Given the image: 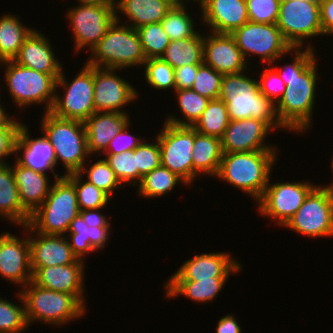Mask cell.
<instances>
[{
	"label": "cell",
	"mask_w": 333,
	"mask_h": 333,
	"mask_svg": "<svg viewBox=\"0 0 333 333\" xmlns=\"http://www.w3.org/2000/svg\"><path fill=\"white\" fill-rule=\"evenodd\" d=\"M281 0H246L249 21L276 24Z\"/></svg>",
	"instance_id": "obj_47"
},
{
	"label": "cell",
	"mask_w": 333,
	"mask_h": 333,
	"mask_svg": "<svg viewBox=\"0 0 333 333\" xmlns=\"http://www.w3.org/2000/svg\"><path fill=\"white\" fill-rule=\"evenodd\" d=\"M16 119L13 118L4 128L0 129V165L8 164L6 159L10 155L15 156L18 131L23 124L20 120Z\"/></svg>",
	"instance_id": "obj_49"
},
{
	"label": "cell",
	"mask_w": 333,
	"mask_h": 333,
	"mask_svg": "<svg viewBox=\"0 0 333 333\" xmlns=\"http://www.w3.org/2000/svg\"><path fill=\"white\" fill-rule=\"evenodd\" d=\"M101 209L104 208L83 210L80 211L79 215L89 227L95 229L106 241H108V238L110 237L109 234L111 232L110 229L112 228L111 221L108 219L110 217L101 213Z\"/></svg>",
	"instance_id": "obj_51"
},
{
	"label": "cell",
	"mask_w": 333,
	"mask_h": 333,
	"mask_svg": "<svg viewBox=\"0 0 333 333\" xmlns=\"http://www.w3.org/2000/svg\"><path fill=\"white\" fill-rule=\"evenodd\" d=\"M65 72L57 78L54 102L50 113L64 119L85 121L94 112V67L86 62L73 80L68 82ZM63 94H58L59 88Z\"/></svg>",
	"instance_id": "obj_9"
},
{
	"label": "cell",
	"mask_w": 333,
	"mask_h": 333,
	"mask_svg": "<svg viewBox=\"0 0 333 333\" xmlns=\"http://www.w3.org/2000/svg\"><path fill=\"white\" fill-rule=\"evenodd\" d=\"M186 5L173 6L161 20L164 31L169 36L170 40L187 39L196 35L199 31L195 29L198 26L195 19L187 12ZM196 24V25H194Z\"/></svg>",
	"instance_id": "obj_38"
},
{
	"label": "cell",
	"mask_w": 333,
	"mask_h": 333,
	"mask_svg": "<svg viewBox=\"0 0 333 333\" xmlns=\"http://www.w3.org/2000/svg\"><path fill=\"white\" fill-rule=\"evenodd\" d=\"M86 164L88 163L85 162L83 164L78 173L81 175L85 174L86 179L84 178V180L94 184L110 197L114 195L113 192L118 190L117 188L123 187L104 157L95 161V163L93 162V164L90 163V166H86Z\"/></svg>",
	"instance_id": "obj_41"
},
{
	"label": "cell",
	"mask_w": 333,
	"mask_h": 333,
	"mask_svg": "<svg viewBox=\"0 0 333 333\" xmlns=\"http://www.w3.org/2000/svg\"><path fill=\"white\" fill-rule=\"evenodd\" d=\"M114 3L116 21L120 22V16L123 14L128 18L125 20V24L134 29L146 24L161 22L173 7L165 0H114Z\"/></svg>",
	"instance_id": "obj_28"
},
{
	"label": "cell",
	"mask_w": 333,
	"mask_h": 333,
	"mask_svg": "<svg viewBox=\"0 0 333 333\" xmlns=\"http://www.w3.org/2000/svg\"><path fill=\"white\" fill-rule=\"evenodd\" d=\"M157 133L161 152V165L182 178L187 185L193 182L192 150L194 128L177 126L167 122Z\"/></svg>",
	"instance_id": "obj_14"
},
{
	"label": "cell",
	"mask_w": 333,
	"mask_h": 333,
	"mask_svg": "<svg viewBox=\"0 0 333 333\" xmlns=\"http://www.w3.org/2000/svg\"><path fill=\"white\" fill-rule=\"evenodd\" d=\"M229 277H211L200 281L192 280H167L164 284L165 298L174 299L179 295L189 298L196 304L212 302L227 282Z\"/></svg>",
	"instance_id": "obj_29"
},
{
	"label": "cell",
	"mask_w": 333,
	"mask_h": 333,
	"mask_svg": "<svg viewBox=\"0 0 333 333\" xmlns=\"http://www.w3.org/2000/svg\"><path fill=\"white\" fill-rule=\"evenodd\" d=\"M77 4H102V3H114V0H77Z\"/></svg>",
	"instance_id": "obj_56"
},
{
	"label": "cell",
	"mask_w": 333,
	"mask_h": 333,
	"mask_svg": "<svg viewBox=\"0 0 333 333\" xmlns=\"http://www.w3.org/2000/svg\"><path fill=\"white\" fill-rule=\"evenodd\" d=\"M320 20L323 35H333V0H320Z\"/></svg>",
	"instance_id": "obj_53"
},
{
	"label": "cell",
	"mask_w": 333,
	"mask_h": 333,
	"mask_svg": "<svg viewBox=\"0 0 333 333\" xmlns=\"http://www.w3.org/2000/svg\"><path fill=\"white\" fill-rule=\"evenodd\" d=\"M290 54L292 63L280 69L271 64L286 85L284 95L276 104V113L286 130L305 133L313 124L319 58L315 49L309 47L292 48Z\"/></svg>",
	"instance_id": "obj_1"
},
{
	"label": "cell",
	"mask_w": 333,
	"mask_h": 333,
	"mask_svg": "<svg viewBox=\"0 0 333 333\" xmlns=\"http://www.w3.org/2000/svg\"><path fill=\"white\" fill-rule=\"evenodd\" d=\"M203 63L222 75L250 71L234 37L227 33L204 34Z\"/></svg>",
	"instance_id": "obj_21"
},
{
	"label": "cell",
	"mask_w": 333,
	"mask_h": 333,
	"mask_svg": "<svg viewBox=\"0 0 333 333\" xmlns=\"http://www.w3.org/2000/svg\"><path fill=\"white\" fill-rule=\"evenodd\" d=\"M25 303L28 324L41 322L60 327L84 316V307L72 294L42 288L32 281L19 290ZM32 323V324H31Z\"/></svg>",
	"instance_id": "obj_6"
},
{
	"label": "cell",
	"mask_w": 333,
	"mask_h": 333,
	"mask_svg": "<svg viewBox=\"0 0 333 333\" xmlns=\"http://www.w3.org/2000/svg\"><path fill=\"white\" fill-rule=\"evenodd\" d=\"M28 130V125L25 123L19 128L15 146L16 161L37 172L44 174L48 171L54 172V180L61 178L62 176L55 172L57 162L50 141L44 134L38 138L31 137Z\"/></svg>",
	"instance_id": "obj_23"
},
{
	"label": "cell",
	"mask_w": 333,
	"mask_h": 333,
	"mask_svg": "<svg viewBox=\"0 0 333 333\" xmlns=\"http://www.w3.org/2000/svg\"><path fill=\"white\" fill-rule=\"evenodd\" d=\"M0 16V62L13 60L19 53L24 40L34 30L21 23L19 16Z\"/></svg>",
	"instance_id": "obj_33"
},
{
	"label": "cell",
	"mask_w": 333,
	"mask_h": 333,
	"mask_svg": "<svg viewBox=\"0 0 333 333\" xmlns=\"http://www.w3.org/2000/svg\"><path fill=\"white\" fill-rule=\"evenodd\" d=\"M130 114L118 112H94L84 121L90 155L102 156L114 136L130 123ZM94 153V154H93Z\"/></svg>",
	"instance_id": "obj_26"
},
{
	"label": "cell",
	"mask_w": 333,
	"mask_h": 333,
	"mask_svg": "<svg viewBox=\"0 0 333 333\" xmlns=\"http://www.w3.org/2000/svg\"><path fill=\"white\" fill-rule=\"evenodd\" d=\"M266 67L260 74H257L259 89L266 98L276 105L284 95L286 85L271 65Z\"/></svg>",
	"instance_id": "obj_48"
},
{
	"label": "cell",
	"mask_w": 333,
	"mask_h": 333,
	"mask_svg": "<svg viewBox=\"0 0 333 333\" xmlns=\"http://www.w3.org/2000/svg\"><path fill=\"white\" fill-rule=\"evenodd\" d=\"M181 182V183H180ZM188 187L185 181L168 168L160 165L145 175L138 186V194L144 198L153 199L165 196L178 184Z\"/></svg>",
	"instance_id": "obj_36"
},
{
	"label": "cell",
	"mask_w": 333,
	"mask_h": 333,
	"mask_svg": "<svg viewBox=\"0 0 333 333\" xmlns=\"http://www.w3.org/2000/svg\"><path fill=\"white\" fill-rule=\"evenodd\" d=\"M244 73L223 75L222 78L218 98L226 103L229 119L254 118L264 121L272 131H284L286 128L277 117L276 105L261 93L258 80Z\"/></svg>",
	"instance_id": "obj_2"
},
{
	"label": "cell",
	"mask_w": 333,
	"mask_h": 333,
	"mask_svg": "<svg viewBox=\"0 0 333 333\" xmlns=\"http://www.w3.org/2000/svg\"><path fill=\"white\" fill-rule=\"evenodd\" d=\"M172 6H182L186 4L185 2H188V0H165Z\"/></svg>",
	"instance_id": "obj_57"
},
{
	"label": "cell",
	"mask_w": 333,
	"mask_h": 333,
	"mask_svg": "<svg viewBox=\"0 0 333 333\" xmlns=\"http://www.w3.org/2000/svg\"><path fill=\"white\" fill-rule=\"evenodd\" d=\"M282 227L313 239L333 237V189L317 184Z\"/></svg>",
	"instance_id": "obj_10"
},
{
	"label": "cell",
	"mask_w": 333,
	"mask_h": 333,
	"mask_svg": "<svg viewBox=\"0 0 333 333\" xmlns=\"http://www.w3.org/2000/svg\"><path fill=\"white\" fill-rule=\"evenodd\" d=\"M177 97V103L179 112L182 114V118L178 116L170 115L166 116L165 122L177 125V126H190L193 127L195 123L200 119L202 113L207 108L210 99H207L191 88L180 89L174 91Z\"/></svg>",
	"instance_id": "obj_35"
},
{
	"label": "cell",
	"mask_w": 333,
	"mask_h": 333,
	"mask_svg": "<svg viewBox=\"0 0 333 333\" xmlns=\"http://www.w3.org/2000/svg\"><path fill=\"white\" fill-rule=\"evenodd\" d=\"M85 260L73 264L37 268L32 272V282L42 288L72 294L84 307Z\"/></svg>",
	"instance_id": "obj_20"
},
{
	"label": "cell",
	"mask_w": 333,
	"mask_h": 333,
	"mask_svg": "<svg viewBox=\"0 0 333 333\" xmlns=\"http://www.w3.org/2000/svg\"><path fill=\"white\" fill-rule=\"evenodd\" d=\"M303 1H320V0H303Z\"/></svg>",
	"instance_id": "obj_60"
},
{
	"label": "cell",
	"mask_w": 333,
	"mask_h": 333,
	"mask_svg": "<svg viewBox=\"0 0 333 333\" xmlns=\"http://www.w3.org/2000/svg\"><path fill=\"white\" fill-rule=\"evenodd\" d=\"M201 65L202 64H190L175 68V90L192 88L198 68Z\"/></svg>",
	"instance_id": "obj_52"
},
{
	"label": "cell",
	"mask_w": 333,
	"mask_h": 333,
	"mask_svg": "<svg viewBox=\"0 0 333 333\" xmlns=\"http://www.w3.org/2000/svg\"><path fill=\"white\" fill-rule=\"evenodd\" d=\"M187 39L170 41L161 58L173 69L190 64H203L204 32Z\"/></svg>",
	"instance_id": "obj_32"
},
{
	"label": "cell",
	"mask_w": 333,
	"mask_h": 333,
	"mask_svg": "<svg viewBox=\"0 0 333 333\" xmlns=\"http://www.w3.org/2000/svg\"><path fill=\"white\" fill-rule=\"evenodd\" d=\"M231 35L248 66V59L253 55L267 65L275 64L290 54L291 45L285 40L277 24H263L248 21L235 29ZM251 55V56H250ZM250 56V57H249Z\"/></svg>",
	"instance_id": "obj_11"
},
{
	"label": "cell",
	"mask_w": 333,
	"mask_h": 333,
	"mask_svg": "<svg viewBox=\"0 0 333 333\" xmlns=\"http://www.w3.org/2000/svg\"><path fill=\"white\" fill-rule=\"evenodd\" d=\"M105 160L114 171L123 186L139 184V172L136 166L134 150L119 154H104Z\"/></svg>",
	"instance_id": "obj_44"
},
{
	"label": "cell",
	"mask_w": 333,
	"mask_h": 333,
	"mask_svg": "<svg viewBox=\"0 0 333 333\" xmlns=\"http://www.w3.org/2000/svg\"><path fill=\"white\" fill-rule=\"evenodd\" d=\"M68 11L75 53L85 48L91 53L116 20L115 3L77 4Z\"/></svg>",
	"instance_id": "obj_13"
},
{
	"label": "cell",
	"mask_w": 333,
	"mask_h": 333,
	"mask_svg": "<svg viewBox=\"0 0 333 333\" xmlns=\"http://www.w3.org/2000/svg\"><path fill=\"white\" fill-rule=\"evenodd\" d=\"M66 177L75 185L77 194V202L80 211L106 208L108 206L111 197L97 188L94 184L84 181V177L79 173H72L66 175Z\"/></svg>",
	"instance_id": "obj_39"
},
{
	"label": "cell",
	"mask_w": 333,
	"mask_h": 333,
	"mask_svg": "<svg viewBox=\"0 0 333 333\" xmlns=\"http://www.w3.org/2000/svg\"><path fill=\"white\" fill-rule=\"evenodd\" d=\"M154 139V142L143 140L134 149L135 162L139 172V183L145 175L161 165L159 142L155 136Z\"/></svg>",
	"instance_id": "obj_46"
},
{
	"label": "cell",
	"mask_w": 333,
	"mask_h": 333,
	"mask_svg": "<svg viewBox=\"0 0 333 333\" xmlns=\"http://www.w3.org/2000/svg\"><path fill=\"white\" fill-rule=\"evenodd\" d=\"M1 97V96H0ZM1 99H0V129L4 128L12 119L13 117L9 116L1 105Z\"/></svg>",
	"instance_id": "obj_55"
},
{
	"label": "cell",
	"mask_w": 333,
	"mask_h": 333,
	"mask_svg": "<svg viewBox=\"0 0 333 333\" xmlns=\"http://www.w3.org/2000/svg\"><path fill=\"white\" fill-rule=\"evenodd\" d=\"M22 228L25 237L20 238L9 231L0 234V276L24 288L32 281V269L27 225Z\"/></svg>",
	"instance_id": "obj_17"
},
{
	"label": "cell",
	"mask_w": 333,
	"mask_h": 333,
	"mask_svg": "<svg viewBox=\"0 0 333 333\" xmlns=\"http://www.w3.org/2000/svg\"><path fill=\"white\" fill-rule=\"evenodd\" d=\"M146 59L161 57L170 43L161 22L150 23L136 29Z\"/></svg>",
	"instance_id": "obj_42"
},
{
	"label": "cell",
	"mask_w": 333,
	"mask_h": 333,
	"mask_svg": "<svg viewBox=\"0 0 333 333\" xmlns=\"http://www.w3.org/2000/svg\"><path fill=\"white\" fill-rule=\"evenodd\" d=\"M42 205L31 214L29 225L45 235H67L72 220L80 213L75 185L66 177L53 180Z\"/></svg>",
	"instance_id": "obj_7"
},
{
	"label": "cell",
	"mask_w": 333,
	"mask_h": 333,
	"mask_svg": "<svg viewBox=\"0 0 333 333\" xmlns=\"http://www.w3.org/2000/svg\"><path fill=\"white\" fill-rule=\"evenodd\" d=\"M66 235L73 253L78 259L85 260V255L104 249L106 240L92 227H89L78 215L69 225Z\"/></svg>",
	"instance_id": "obj_34"
},
{
	"label": "cell",
	"mask_w": 333,
	"mask_h": 333,
	"mask_svg": "<svg viewBox=\"0 0 333 333\" xmlns=\"http://www.w3.org/2000/svg\"><path fill=\"white\" fill-rule=\"evenodd\" d=\"M18 292L16 297L22 305L0 297V333H23L30 327L26 318L24 299L20 291Z\"/></svg>",
	"instance_id": "obj_40"
},
{
	"label": "cell",
	"mask_w": 333,
	"mask_h": 333,
	"mask_svg": "<svg viewBox=\"0 0 333 333\" xmlns=\"http://www.w3.org/2000/svg\"><path fill=\"white\" fill-rule=\"evenodd\" d=\"M30 217L22 206L11 164L0 165V218L22 227Z\"/></svg>",
	"instance_id": "obj_31"
},
{
	"label": "cell",
	"mask_w": 333,
	"mask_h": 333,
	"mask_svg": "<svg viewBox=\"0 0 333 333\" xmlns=\"http://www.w3.org/2000/svg\"><path fill=\"white\" fill-rule=\"evenodd\" d=\"M222 156L221 139L199 133L194 129L193 181L201 174L215 178L220 168Z\"/></svg>",
	"instance_id": "obj_30"
},
{
	"label": "cell",
	"mask_w": 333,
	"mask_h": 333,
	"mask_svg": "<svg viewBox=\"0 0 333 333\" xmlns=\"http://www.w3.org/2000/svg\"><path fill=\"white\" fill-rule=\"evenodd\" d=\"M199 8L208 32L231 34L249 21L246 0H205Z\"/></svg>",
	"instance_id": "obj_24"
},
{
	"label": "cell",
	"mask_w": 333,
	"mask_h": 333,
	"mask_svg": "<svg viewBox=\"0 0 333 333\" xmlns=\"http://www.w3.org/2000/svg\"><path fill=\"white\" fill-rule=\"evenodd\" d=\"M11 166L23 208L31 215L44 202L51 186L49 174L34 171L16 160Z\"/></svg>",
	"instance_id": "obj_27"
},
{
	"label": "cell",
	"mask_w": 333,
	"mask_h": 333,
	"mask_svg": "<svg viewBox=\"0 0 333 333\" xmlns=\"http://www.w3.org/2000/svg\"><path fill=\"white\" fill-rule=\"evenodd\" d=\"M27 234L32 272L37 268L73 264L78 260L66 235L41 234L29 224H27Z\"/></svg>",
	"instance_id": "obj_22"
},
{
	"label": "cell",
	"mask_w": 333,
	"mask_h": 333,
	"mask_svg": "<svg viewBox=\"0 0 333 333\" xmlns=\"http://www.w3.org/2000/svg\"><path fill=\"white\" fill-rule=\"evenodd\" d=\"M230 119L226 103L221 99H212L193 128L199 133L221 139Z\"/></svg>",
	"instance_id": "obj_37"
},
{
	"label": "cell",
	"mask_w": 333,
	"mask_h": 333,
	"mask_svg": "<svg viewBox=\"0 0 333 333\" xmlns=\"http://www.w3.org/2000/svg\"><path fill=\"white\" fill-rule=\"evenodd\" d=\"M215 330V333H242L241 325L232 313L221 317Z\"/></svg>",
	"instance_id": "obj_54"
},
{
	"label": "cell",
	"mask_w": 333,
	"mask_h": 333,
	"mask_svg": "<svg viewBox=\"0 0 333 333\" xmlns=\"http://www.w3.org/2000/svg\"><path fill=\"white\" fill-rule=\"evenodd\" d=\"M117 71V69L94 67L93 99L95 112L108 111L128 114L124 107L139 99L138 90L128 80L118 76Z\"/></svg>",
	"instance_id": "obj_16"
},
{
	"label": "cell",
	"mask_w": 333,
	"mask_h": 333,
	"mask_svg": "<svg viewBox=\"0 0 333 333\" xmlns=\"http://www.w3.org/2000/svg\"><path fill=\"white\" fill-rule=\"evenodd\" d=\"M228 252H210L194 255L185 261L169 280L200 281L211 277H229L241 271L243 266Z\"/></svg>",
	"instance_id": "obj_19"
},
{
	"label": "cell",
	"mask_w": 333,
	"mask_h": 333,
	"mask_svg": "<svg viewBox=\"0 0 333 333\" xmlns=\"http://www.w3.org/2000/svg\"><path fill=\"white\" fill-rule=\"evenodd\" d=\"M131 122L128 123L119 134L113 137L107 150L103 154H119L133 151L144 139L138 138L129 132Z\"/></svg>",
	"instance_id": "obj_50"
},
{
	"label": "cell",
	"mask_w": 333,
	"mask_h": 333,
	"mask_svg": "<svg viewBox=\"0 0 333 333\" xmlns=\"http://www.w3.org/2000/svg\"><path fill=\"white\" fill-rule=\"evenodd\" d=\"M264 122L254 118L230 120L221 138L223 153L277 150L266 138L273 133ZM268 135V136H267Z\"/></svg>",
	"instance_id": "obj_18"
},
{
	"label": "cell",
	"mask_w": 333,
	"mask_h": 333,
	"mask_svg": "<svg viewBox=\"0 0 333 333\" xmlns=\"http://www.w3.org/2000/svg\"><path fill=\"white\" fill-rule=\"evenodd\" d=\"M223 75L204 63L198 68L192 90L207 99H217L221 90Z\"/></svg>",
	"instance_id": "obj_45"
},
{
	"label": "cell",
	"mask_w": 333,
	"mask_h": 333,
	"mask_svg": "<svg viewBox=\"0 0 333 333\" xmlns=\"http://www.w3.org/2000/svg\"><path fill=\"white\" fill-rule=\"evenodd\" d=\"M0 65L4 66V81L15 106L25 109L31 105L45 104L44 113L50 111L60 74L38 72L18 65L13 60L0 62Z\"/></svg>",
	"instance_id": "obj_8"
},
{
	"label": "cell",
	"mask_w": 333,
	"mask_h": 333,
	"mask_svg": "<svg viewBox=\"0 0 333 333\" xmlns=\"http://www.w3.org/2000/svg\"><path fill=\"white\" fill-rule=\"evenodd\" d=\"M270 181L269 178L262 197L256 202L258 211L261 216L273 219L274 224L282 227L301 207L316 184L313 185L307 180L291 183L289 181L271 183Z\"/></svg>",
	"instance_id": "obj_15"
},
{
	"label": "cell",
	"mask_w": 333,
	"mask_h": 333,
	"mask_svg": "<svg viewBox=\"0 0 333 333\" xmlns=\"http://www.w3.org/2000/svg\"><path fill=\"white\" fill-rule=\"evenodd\" d=\"M124 23L115 20L108 28L87 59L89 66L117 69L119 72L137 65L143 66L146 56L139 35L136 29Z\"/></svg>",
	"instance_id": "obj_5"
},
{
	"label": "cell",
	"mask_w": 333,
	"mask_h": 333,
	"mask_svg": "<svg viewBox=\"0 0 333 333\" xmlns=\"http://www.w3.org/2000/svg\"><path fill=\"white\" fill-rule=\"evenodd\" d=\"M39 126L54 148L57 164L62 163L66 169L63 176L78 173L91 156L84 122L60 118L48 111L42 114Z\"/></svg>",
	"instance_id": "obj_4"
},
{
	"label": "cell",
	"mask_w": 333,
	"mask_h": 333,
	"mask_svg": "<svg viewBox=\"0 0 333 333\" xmlns=\"http://www.w3.org/2000/svg\"><path fill=\"white\" fill-rule=\"evenodd\" d=\"M331 159H332V160H331L332 163H330V165H331V169H332L331 171H332V173H333V156H332ZM323 186H326V187H329V188L333 189V182H332L331 184L328 183V185H324V184H323Z\"/></svg>",
	"instance_id": "obj_58"
},
{
	"label": "cell",
	"mask_w": 333,
	"mask_h": 333,
	"mask_svg": "<svg viewBox=\"0 0 333 333\" xmlns=\"http://www.w3.org/2000/svg\"><path fill=\"white\" fill-rule=\"evenodd\" d=\"M278 150L223 153L215 178L241 190L255 202L263 195L273 166L278 161Z\"/></svg>",
	"instance_id": "obj_3"
},
{
	"label": "cell",
	"mask_w": 333,
	"mask_h": 333,
	"mask_svg": "<svg viewBox=\"0 0 333 333\" xmlns=\"http://www.w3.org/2000/svg\"><path fill=\"white\" fill-rule=\"evenodd\" d=\"M276 24L292 48L315 49L305 42L323 35L319 1L281 0Z\"/></svg>",
	"instance_id": "obj_12"
},
{
	"label": "cell",
	"mask_w": 333,
	"mask_h": 333,
	"mask_svg": "<svg viewBox=\"0 0 333 333\" xmlns=\"http://www.w3.org/2000/svg\"><path fill=\"white\" fill-rule=\"evenodd\" d=\"M143 66L145 80L154 90L175 91L174 69L161 57L146 59Z\"/></svg>",
	"instance_id": "obj_43"
},
{
	"label": "cell",
	"mask_w": 333,
	"mask_h": 333,
	"mask_svg": "<svg viewBox=\"0 0 333 333\" xmlns=\"http://www.w3.org/2000/svg\"><path fill=\"white\" fill-rule=\"evenodd\" d=\"M37 30L34 29L24 40L13 61L18 65L45 74H61L63 66L60 60L55 57L54 47L51 46L50 39Z\"/></svg>",
	"instance_id": "obj_25"
},
{
	"label": "cell",
	"mask_w": 333,
	"mask_h": 333,
	"mask_svg": "<svg viewBox=\"0 0 333 333\" xmlns=\"http://www.w3.org/2000/svg\"><path fill=\"white\" fill-rule=\"evenodd\" d=\"M194 1L198 2V4H199L198 7H199L205 0H193V2Z\"/></svg>",
	"instance_id": "obj_59"
}]
</instances>
